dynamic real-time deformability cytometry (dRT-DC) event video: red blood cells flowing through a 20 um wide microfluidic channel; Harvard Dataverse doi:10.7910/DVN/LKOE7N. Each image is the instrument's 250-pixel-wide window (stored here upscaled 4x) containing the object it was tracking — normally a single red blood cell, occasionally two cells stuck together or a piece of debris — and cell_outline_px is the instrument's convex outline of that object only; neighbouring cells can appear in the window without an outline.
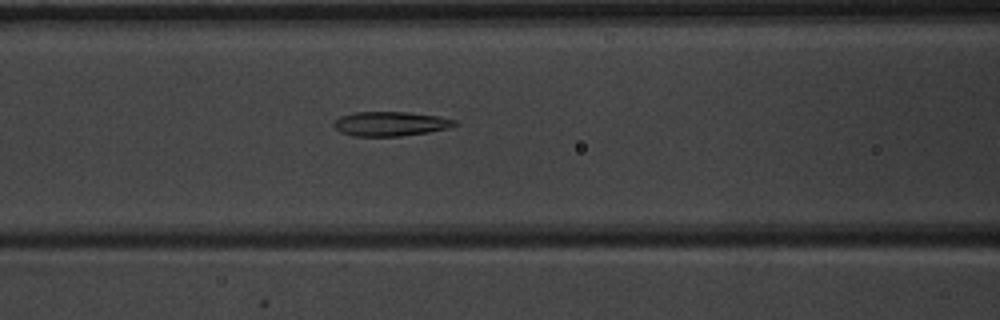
{"species": "common noctule bat (a hibernating species)", "species_latin": "Nyctalus noctula", "temperature_condition": "warm", "stored_images_in_passage": 39, "camera_frame_rate_fps": 3000, "um_per_image_px": 0.085, "animal": {"sex": "male", "body_mass_g": 20.1, "forearm_length_mm": 53.5}, "frame": {"image": 1, "passage_image": 17, "time_ms": 5.333, "image_size_px": [1000, 320], "cell_outline_px": [[460, 124], [448, 128], [428, 132], [400, 136], [352, 136], [340, 132], [332, 124], [340, 116], [356, 112], [408, 112], [440, 116], [456, 120]], "centroid_in_image_um": [33.22, 10.52], "position_along_channel_um": 133.4, "area_um2": 17.28}}
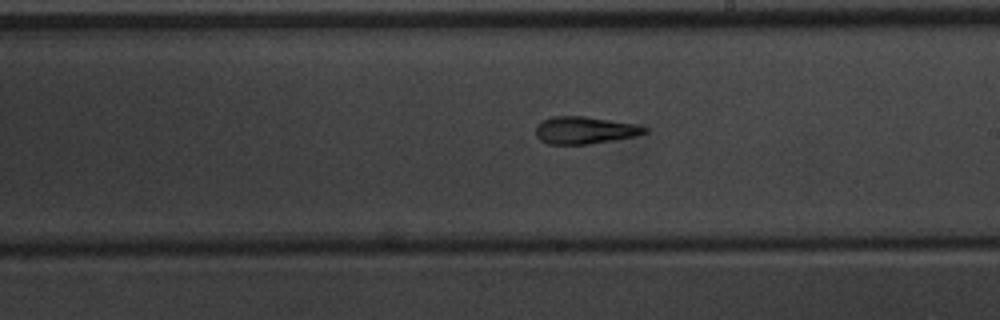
{"frame": {"image": 2, "passage_image": 25, "time_ms": 8.0, "image_size_px": [1000, 320], "cell_outline_px": [[648, 132], [636, 136], [616, 140], [588, 144], [548, 144], [540, 140], [536, 136], [536, 124], [552, 116], [584, 116], [636, 124], [648, 128]], "centroid_in_image_um": [49.71, 11.07], "position_along_channel_um": 239.3, "area_um2": 17.4}}
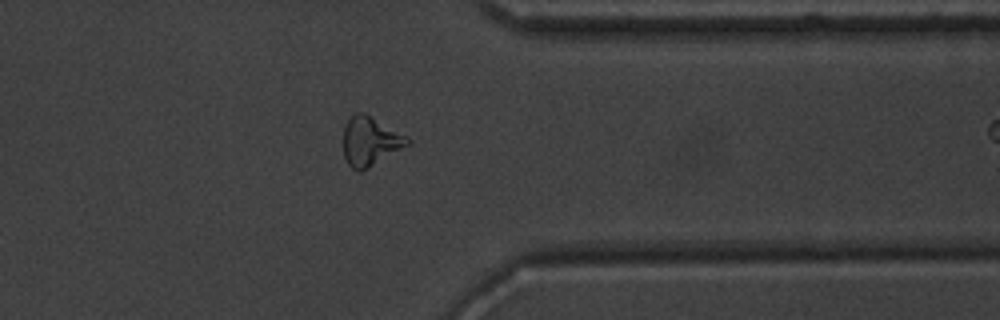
{"frame": {"image": 3, "passage_image": 36, "time_ms": 11.667, "image_size_px": [1000, 320], "cell_outline_px": [[412, 140], [408, 144], [368, 168], [360, 172], [356, 172], [348, 164], [344, 156], [344, 124], [356, 112], [364, 112]], "centroid_in_image_um": [31.42, 12.01], "position_along_channel_um": 380.0, "area_um2": 17.92}}